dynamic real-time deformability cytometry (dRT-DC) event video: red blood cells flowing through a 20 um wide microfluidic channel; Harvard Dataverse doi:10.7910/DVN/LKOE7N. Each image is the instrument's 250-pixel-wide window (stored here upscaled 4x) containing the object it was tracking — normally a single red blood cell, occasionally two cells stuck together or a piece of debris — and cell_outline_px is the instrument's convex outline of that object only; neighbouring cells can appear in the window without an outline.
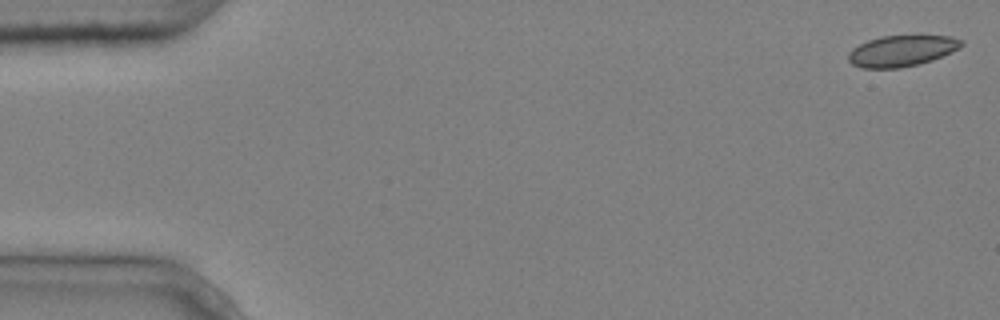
{"species": "common noctule bat (a hibernating species)", "species_latin": "Nyctalus noctula", "temperature_condition": "cold", "stored_images_in_passage": 5, "camera_frame_rate_fps": 3000, "um_per_image_px": 0.085, "animal": {"sex": "male", "body_mass_g": 20.4}, "frame": {"image": 1, "passage_image": 1, "time_ms": 0.0, "image_size_px": [1000, 320], "cell_outline_px": [[964, 44], [960, 48], [952, 52], [932, 60], [900, 68], [860, 68], [852, 64], [848, 60], [848, 52], [852, 48], [868, 40], [880, 36], [952, 36], [964, 40]], "centroid_in_image_um": [76.65, 4.32], "position_along_channel_um": 8.4, "area_um2": 20.52}}
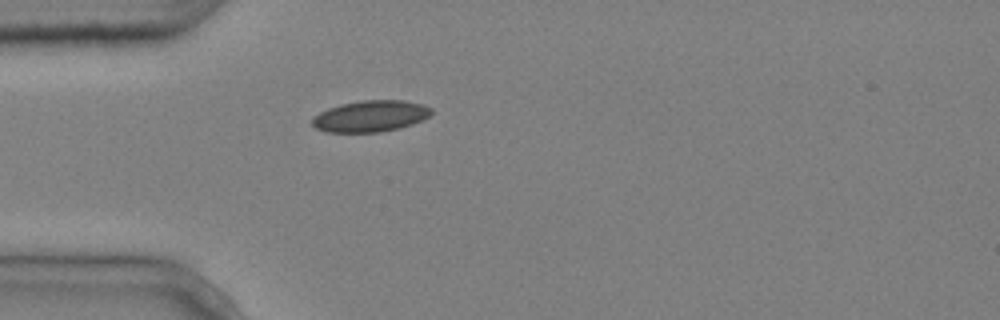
{"frame": {"image": 2, "passage_image": 5, "time_ms": 1.333, "image_size_px": [1000, 320], "cell_outline_px": [[432, 112], [428, 116], [412, 124], [400, 128], [380, 132], [328, 132], [316, 128], [312, 124], [312, 116], [328, 108], [340, 104], [360, 100], [404, 100], [424, 104], [432, 108]], "centroid_in_image_um": [31.48, 9.86], "position_along_channel_um": 53.5, "area_um2": 21.85}}